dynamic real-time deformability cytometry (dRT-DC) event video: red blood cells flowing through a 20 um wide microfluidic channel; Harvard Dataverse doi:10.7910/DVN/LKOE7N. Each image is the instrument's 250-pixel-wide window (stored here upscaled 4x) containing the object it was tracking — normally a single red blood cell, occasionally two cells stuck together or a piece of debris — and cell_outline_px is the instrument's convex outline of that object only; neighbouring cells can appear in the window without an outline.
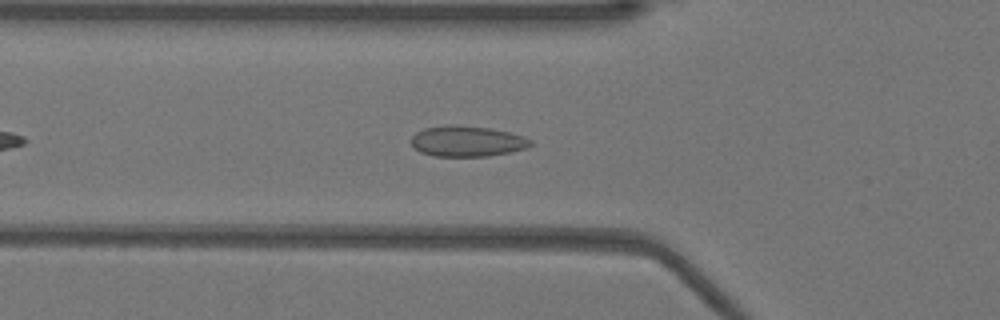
{"species": "Egyptian fruit bat (a non-hibernating species)", "species_latin": "Rousettus aegyptiacus", "temperature_condition": "warm", "stored_images_in_passage": 39, "camera_frame_rate_fps": 3000, "um_per_image_px": 0.085, "animal": {"sex": "female"}, "frame": {"image": 1, "passage_image": 8, "time_ms": 2.333, "image_size_px": [1000, 320], "cell_outline_px": [[532, 144], [528, 148], [488, 156], [432, 156], [420, 152], [412, 144], [412, 136], [416, 132], [424, 128], [448, 124], [456, 124], [492, 128], [524, 136], [532, 140]], "centroid_in_image_um": [39.71, 11.99], "position_along_channel_um": 86.1, "area_um2": 21.5}}
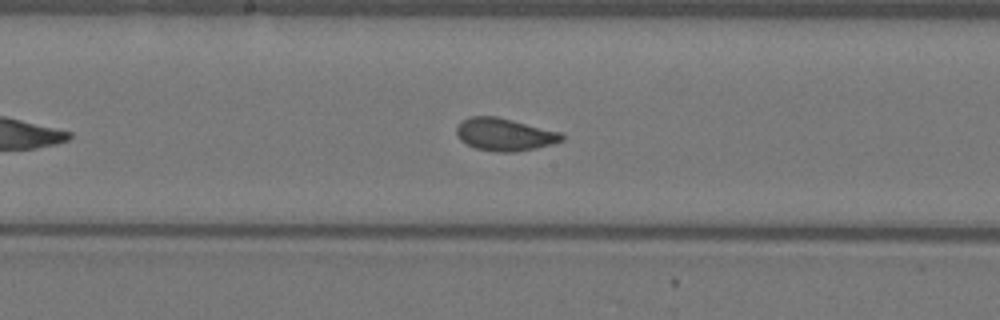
{"frame": {"image": 2, "passage_image": 17, "time_ms": 5.333, "image_size_px": [1000, 320], "cell_outline_px": [[564, 140], [552, 144], [536, 148], [516, 152], [496, 152], [476, 148], [460, 140], [456, 132], [456, 128], [460, 120], [468, 116], [496, 116], [560, 132], [564, 136]], "centroid_in_image_um": [42.86, 11.43], "position_along_channel_um": 205.3, "area_um2": 20.0}}
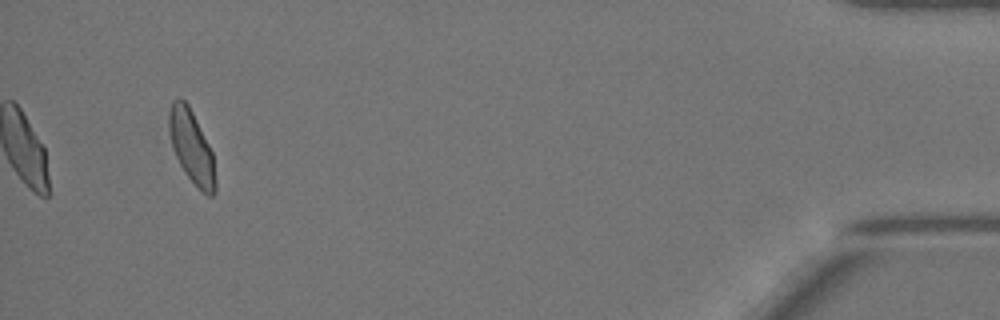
{"frame": {"image": 3, "passage_image": 39, "time_ms": 12.667, "image_size_px": [1000, 320], "cell_outline_px": [[216, 192], [212, 196], [208, 196], [200, 192], [184, 172], [172, 148], [168, 128], [168, 112], [172, 100], [176, 96], [180, 96], [188, 104], [212, 152], [216, 180]], "centroid_in_image_um": [16.26, 12.49], "position_along_channel_um": 418.9, "area_um2": 19.94}, "authors_computed_cell_mechanics": {"area_um2": 20.1144, "velocity_mm_per_s": 3.951, "shape_relaxation_time_tau1_ms": 6.9698, "shape_relaxation_time_tau2_ms": 0.5577, "deformation_change_tau1": 0.1415, "deformation_change_tau2": 0.0592}}